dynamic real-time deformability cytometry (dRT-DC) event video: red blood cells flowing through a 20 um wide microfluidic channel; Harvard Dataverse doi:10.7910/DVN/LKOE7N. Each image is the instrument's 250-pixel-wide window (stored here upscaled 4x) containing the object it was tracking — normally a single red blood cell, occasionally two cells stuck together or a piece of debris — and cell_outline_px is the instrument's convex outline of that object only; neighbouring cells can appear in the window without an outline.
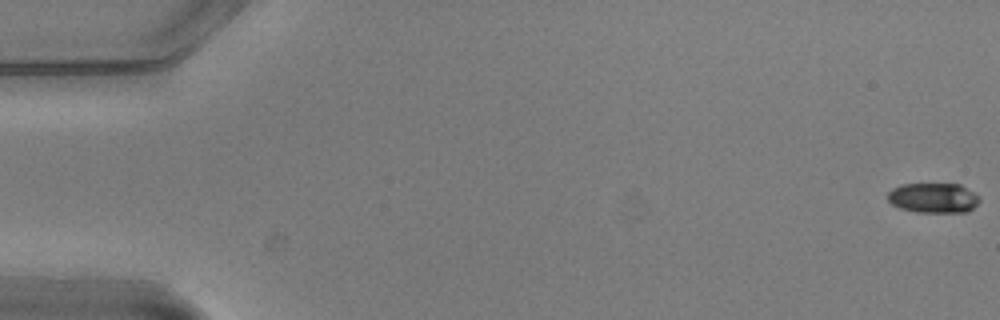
{"species": "common noctule bat (a hibernating species)", "species_latin": "Nyctalus noctula", "temperature_condition": "warm", "stored_images_in_passage": 56, "camera_frame_rate_fps": 3000, "um_per_image_px": 0.085, "animal": {"sex": "male", "body_mass_g": 20.5, "forearm_length_mm": 52.5}, "frame": {"image": 1, "passage_image": 1, "time_ms": 0.0, "image_size_px": [1000, 320], "cell_outline_px": [[980, 200], [968, 212], [916, 212], [900, 208], [892, 204], [888, 200], [888, 192], [892, 188], [900, 184], [960, 184], [980, 196]], "centroid_in_image_um": [79.33, 16.82], "position_along_channel_um": 5.7, "area_um2": 16.07}}
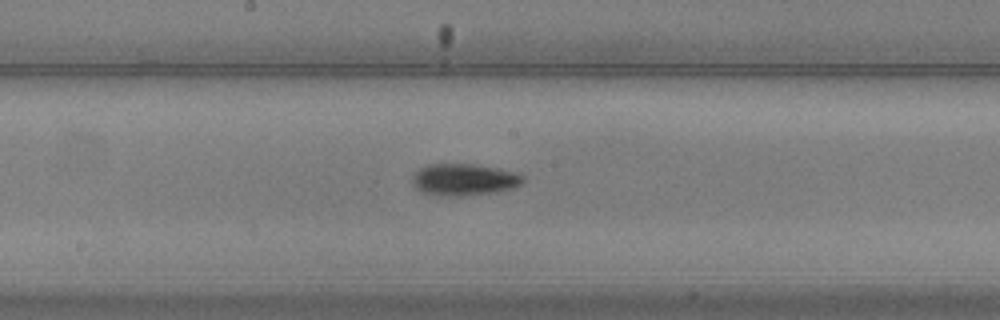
{"frame": {"image": 2, "passage_image": 30, "time_ms": 9.667, "image_size_px": [1000, 320], "cell_outline_px": [[524, 180], [520, 184], [512, 188], [496, 192], [460, 196], [440, 196], [424, 192], [416, 188], [412, 184], [412, 180], [416, 172], [420, 168], [428, 164], [472, 164], [500, 168], [520, 172], [524, 176]], "centroid_in_image_um": [39.48, 15.26], "position_along_channel_um": 208.7, "area_um2": 20.63}}
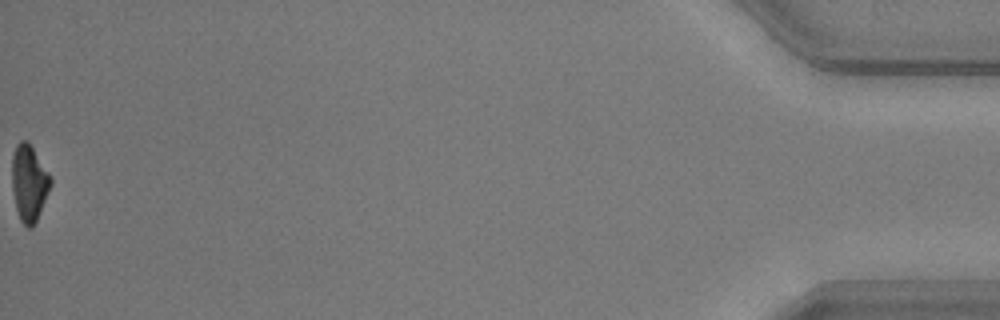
{"frame": {"image": 3, "passage_image": 56, "time_ms": 18.333, "image_size_px": [1000, 320], "cell_outline_px": [[52, 184], [36, 220], [32, 228], [28, 228], [20, 220], [16, 208], [12, 188], [12, 156], [16, 144], [20, 140], [28, 140], [52, 176]], "centroid_in_image_um": [2.48, 15.51], "position_along_channel_um": 432.7, "area_um2": 17.34}, "authors_computed_cell_mechanics": {"area_um2": 18.0625, "velocity_mm_per_s": 3.7402, "shape_relaxation_time_tau1_ms": 2.0995, "shape_relaxation_time_tau2_ms": null, "deformation_change_tau1": 0.122, "deformation_change_tau2": null}}